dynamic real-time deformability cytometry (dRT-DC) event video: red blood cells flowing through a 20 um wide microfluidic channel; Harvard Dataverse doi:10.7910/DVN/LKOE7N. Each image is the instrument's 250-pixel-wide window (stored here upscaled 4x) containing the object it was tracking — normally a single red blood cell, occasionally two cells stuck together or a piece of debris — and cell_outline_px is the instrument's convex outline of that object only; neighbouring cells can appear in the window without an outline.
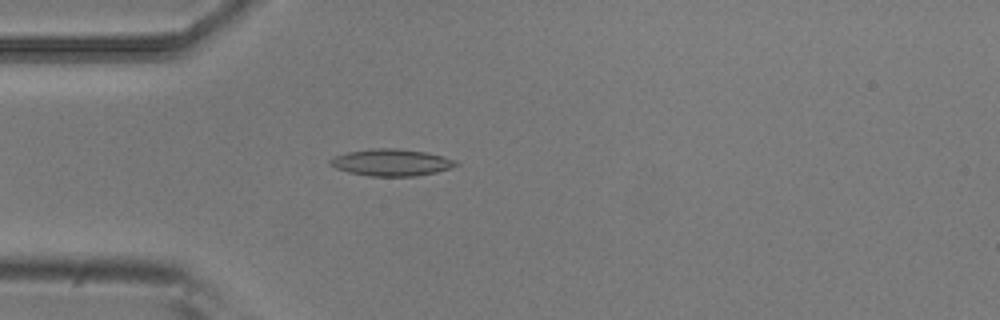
{"species": "common noctule bat (a hibernating species)", "species_latin": "Nyctalus noctula", "temperature_condition": "room temperature", "stored_images_in_passage": 4, "camera_frame_rate_fps": 3000, "um_per_image_px": 0.085, "animal": {"sex": "male", "body_mass_g": 20.5, "forearm_length_mm": 52.5}, "frame": {"image": 1, "passage_image": 4, "time_ms": 1.0, "image_size_px": [1000, 320], "cell_outline_px": [[460, 164], [436, 172], [416, 176], [372, 176], [348, 172], [336, 168], [328, 164], [328, 160], [336, 156], [348, 152], [372, 148], [400, 148], [428, 152], [444, 156], [456, 160]], "centroid_in_image_um": [33.28, 13.8], "position_along_channel_um": 51.7, "area_um2": 19.77}}